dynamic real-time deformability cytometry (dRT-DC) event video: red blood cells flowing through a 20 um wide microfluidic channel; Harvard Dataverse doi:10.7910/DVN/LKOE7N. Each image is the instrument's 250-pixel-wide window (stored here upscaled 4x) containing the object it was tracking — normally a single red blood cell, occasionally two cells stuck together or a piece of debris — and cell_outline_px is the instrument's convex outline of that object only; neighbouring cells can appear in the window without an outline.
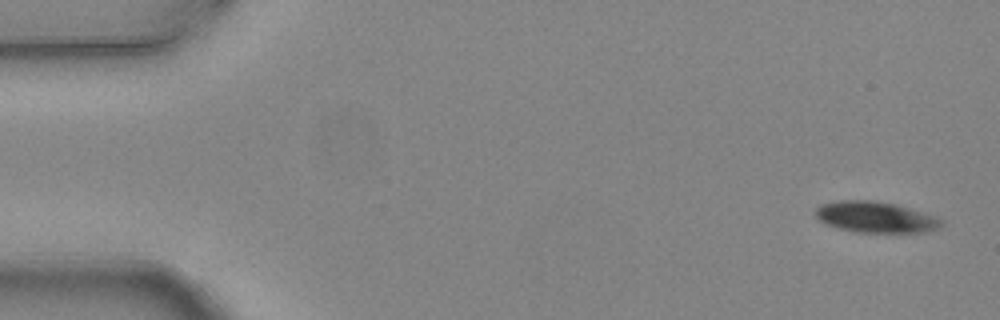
{"species": "common noctule bat (a hibernating species)", "species_latin": "Nyctalus noctula", "temperature_condition": "warm", "stored_images_in_passage": 7, "camera_frame_rate_fps": 3000, "um_per_image_px": 0.085, "animal": {"sex": "female", "body_mass_g": 24.6, "forearm_length_mm": 56.2}, "frame": {"image": 1, "passage_image": 1, "time_ms": 0.0, "image_size_px": [1000, 320], "cell_outline_px": [[944, 224], [936, 228], [924, 232], [856, 232], [824, 224], [816, 216], [816, 208], [820, 204], [840, 200], [872, 200], [896, 204], [936, 216]], "centroid_in_image_um": [74.39, 18.44], "position_along_channel_um": 10.6, "area_um2": 22.6}}
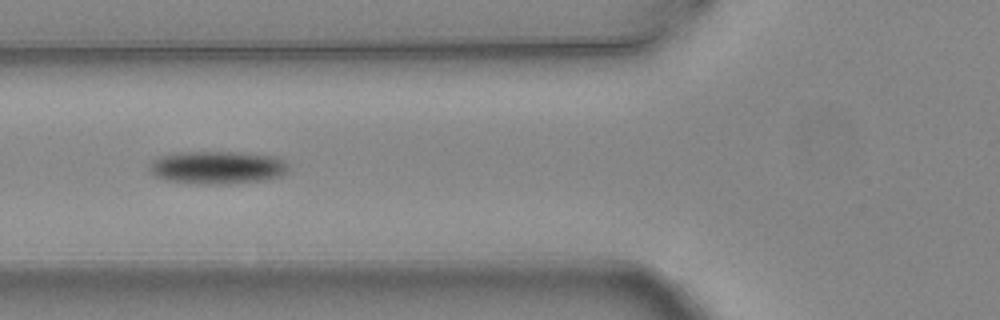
{"frame": {"image": 2, "passage_image": 5, "time_ms": 1.333, "image_size_px": [1000, 320], "cell_outline_px": [[288, 172], [280, 176], [264, 180], [228, 184], [200, 184], [164, 180], [152, 176], [148, 168], [148, 164], [152, 160], [160, 156], [180, 152], [240, 152], [272, 156], [284, 160], [288, 164]], "centroid_in_image_um": [18.43, 14.24], "position_along_channel_um": 107.4, "area_um2": 26.99}}
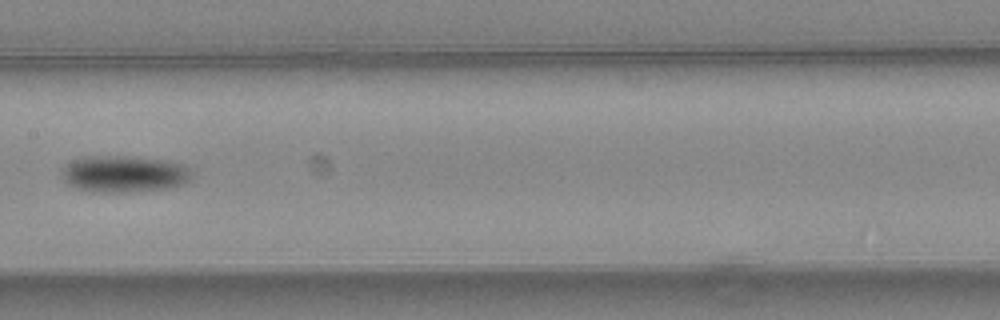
{"frame": {"image": 3, "passage_image": 7, "time_ms": 2.0, "image_size_px": [1000, 320], "cell_outline_px": [[192, 180], [184, 184], [172, 188], [124, 192], [100, 192], [76, 188], [68, 184], [64, 180], [60, 172], [72, 160], [88, 156], [124, 156], [168, 160], [184, 164], [192, 172]], "centroid_in_image_um": [10.6, 14.78], "position_along_channel_um": 196.8, "area_um2": 27.98}}